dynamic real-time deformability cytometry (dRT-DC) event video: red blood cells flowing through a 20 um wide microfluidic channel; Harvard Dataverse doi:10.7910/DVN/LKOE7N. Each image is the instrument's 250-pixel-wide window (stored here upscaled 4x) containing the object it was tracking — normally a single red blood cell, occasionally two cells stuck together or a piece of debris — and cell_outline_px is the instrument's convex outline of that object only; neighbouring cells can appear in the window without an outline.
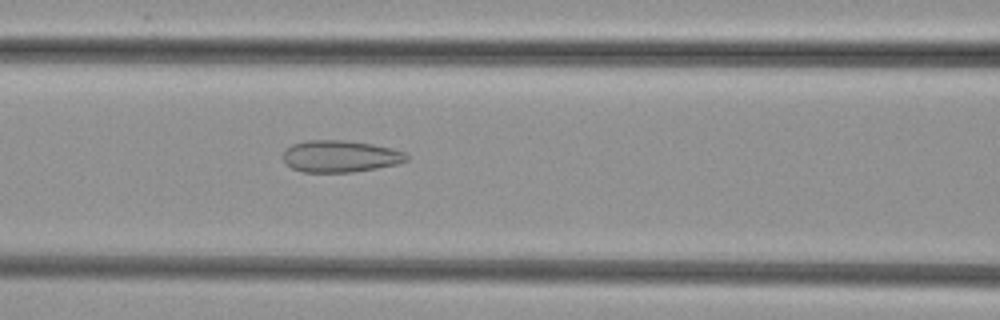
{"species": "common noctule bat (a hibernating species)", "species_latin": "Nyctalus noctula", "temperature_condition": "cold", "stored_images_in_passage": 30, "camera_frame_rate_fps": 3000, "um_per_image_px": 0.085, "animal": {"sex": "female", "body_mass_g": 29.2, "forearm_length_mm": 56.3}, "frame": {"image": 1, "passage_image": 11, "time_ms": 3.333, "image_size_px": [1000, 320], "cell_outline_px": [[408, 160], [396, 164], [376, 168], [352, 172], [300, 172], [284, 164], [284, 152], [292, 144], [304, 140], [344, 140], [372, 144], [392, 148], [404, 152], [408, 156]], "centroid_in_image_um": [28.9, 13.28], "position_along_channel_um": 137.7, "area_um2": 22.95}}
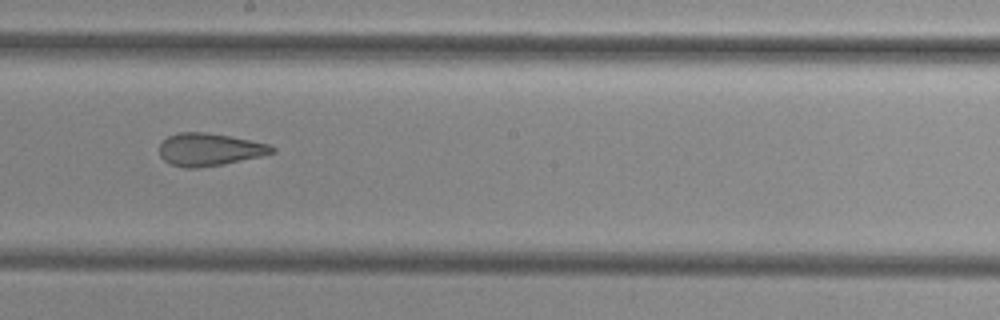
{"frame": {"image": 2, "passage_image": 18, "time_ms": 5.667, "image_size_px": [1000, 320], "cell_outline_px": [[276, 152], [260, 156], [224, 164], [196, 168], [184, 168], [172, 164], [164, 160], [160, 156], [160, 144], [168, 136], [176, 132], [204, 132], [232, 136], [268, 144], [276, 148]], "centroid_in_image_um": [17.8, 12.7], "position_along_channel_um": 230.4, "area_um2": 21.39}}
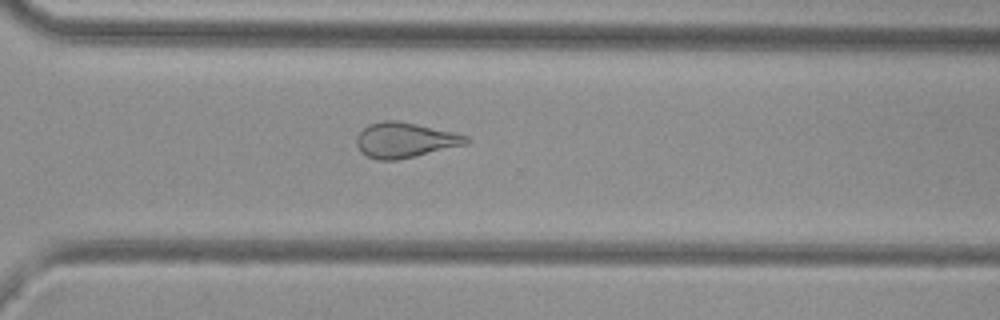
{"frame": {"image": 3, "passage_image": 26, "time_ms": 8.333, "image_size_px": [1000, 320], "cell_outline_px": [[468, 144], [400, 160], [380, 160], [368, 156], [360, 152], [356, 144], [356, 136], [368, 124], [384, 120], [396, 120], [416, 124], [452, 132], [468, 136]], "centroid_in_image_um": [34.4, 11.92], "position_along_channel_um": 336.2, "area_um2": 22.48}}